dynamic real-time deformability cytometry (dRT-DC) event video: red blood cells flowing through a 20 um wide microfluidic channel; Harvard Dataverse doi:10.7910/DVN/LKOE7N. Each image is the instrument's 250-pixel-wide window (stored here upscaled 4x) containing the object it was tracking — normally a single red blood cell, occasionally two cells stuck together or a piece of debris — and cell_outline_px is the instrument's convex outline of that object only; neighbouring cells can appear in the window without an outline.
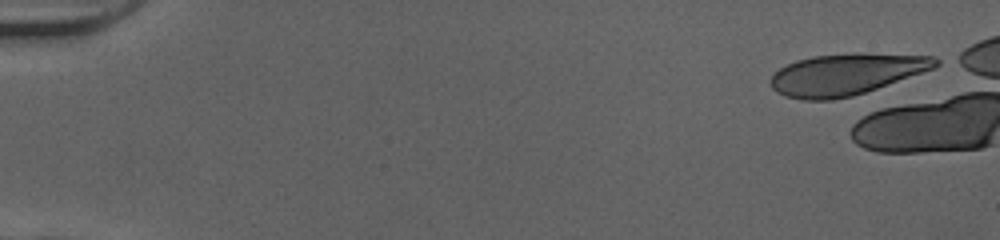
{"species": "human", "species_latin": "Homo sapiens", "temperature_condition": "cold", "stored_images_in_passage": 7, "camera_frame_rate_fps": 3000, "um_per_image_px": 0.085, "donor": {"sex": "female"}, "frame": {"image": 1, "passage_image": 1, "time_ms": 0.0, "image_size_px": [1000, 240], "cell_outline_px": [[940, 64], [932, 68], [876, 88], [852, 96], [832, 100], [804, 100], [784, 96], [772, 88], [768, 80], [780, 68], [796, 60], [812, 56], [932, 56], [940, 60]], "centroid_in_image_um": [71.79, 6.38], "position_along_channel_um": 13.2, "area_um2": 37.86}}